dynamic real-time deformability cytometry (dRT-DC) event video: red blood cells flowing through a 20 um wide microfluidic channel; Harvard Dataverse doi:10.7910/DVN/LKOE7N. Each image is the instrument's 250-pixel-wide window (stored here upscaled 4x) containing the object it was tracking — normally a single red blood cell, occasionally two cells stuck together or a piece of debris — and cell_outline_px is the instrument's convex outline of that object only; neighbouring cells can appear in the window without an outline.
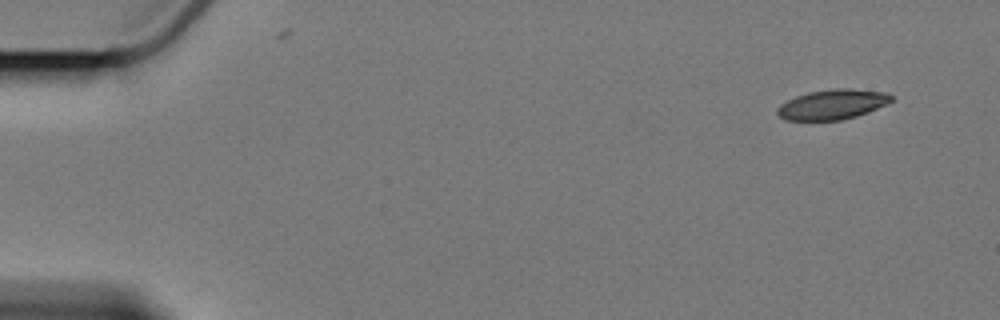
{"species": "Egyptian fruit bat (a non-hibernating species)", "species_latin": "Rousettus aegyptiacus", "temperature_condition": "cold", "stored_images_in_passage": 4, "camera_frame_rate_fps": 3000, "um_per_image_px": 0.085, "animal": {"sex": "female"}, "frame": {"image": 1, "passage_image": 1, "time_ms": 0.0, "image_size_px": [1000, 320], "cell_outline_px": [[892, 100], [888, 104], [868, 112], [856, 116], [840, 120], [784, 120], [776, 112], [776, 108], [780, 104], [796, 96], [808, 92], [832, 88], [848, 88], [888, 92], [892, 96]], "centroid_in_image_um": [70.77, 8.87], "position_along_channel_um": 14.2, "area_um2": 20.06}}